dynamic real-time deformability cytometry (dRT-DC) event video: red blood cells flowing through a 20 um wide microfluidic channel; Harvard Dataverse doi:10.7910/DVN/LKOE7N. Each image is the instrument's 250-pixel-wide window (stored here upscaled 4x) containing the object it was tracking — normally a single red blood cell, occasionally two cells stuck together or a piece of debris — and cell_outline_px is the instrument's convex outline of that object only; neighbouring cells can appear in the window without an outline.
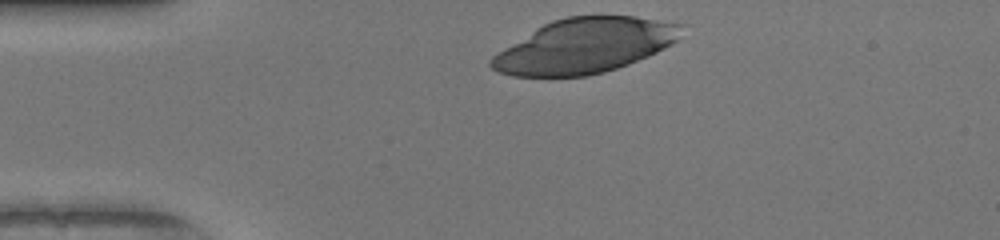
{"species": "human", "species_latin": "Homo sapiens", "temperature_condition": "warm", "stored_images_in_passage": 31, "camera_frame_rate_fps": 3000, "um_per_image_px": 0.085, "donor": {"sex": "female"}, "frame": {"image": 1, "passage_image": 1, "time_ms": 0.0, "image_size_px": [1000, 240], "cell_outline_px": [[688, 24], [676, 40], [672, 44], [648, 56], [628, 64], [604, 72], [588, 76], [512, 76], [496, 72], [488, 64], [488, 60], [492, 56], [504, 48], [536, 28], [552, 20], [568, 16], [636, 16]], "centroid_in_image_um": [49.72, 3.89], "position_along_channel_um": 35.3, "area_um2": 60.69}}